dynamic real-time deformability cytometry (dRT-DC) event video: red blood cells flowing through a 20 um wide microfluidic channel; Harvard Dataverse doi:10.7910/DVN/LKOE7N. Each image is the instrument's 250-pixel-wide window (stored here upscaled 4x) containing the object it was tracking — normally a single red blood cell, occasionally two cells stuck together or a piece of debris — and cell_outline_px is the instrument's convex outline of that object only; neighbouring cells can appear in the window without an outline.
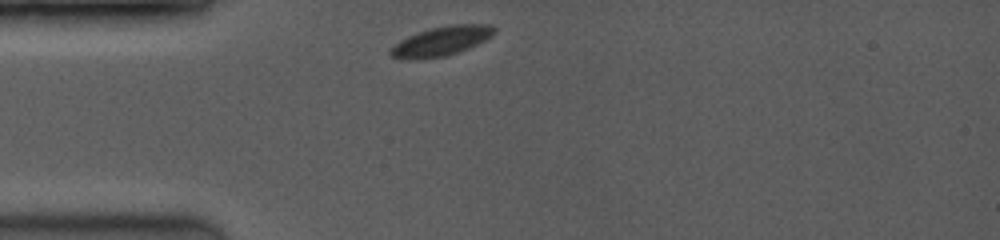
{"species": "common noctule bat (a hibernating species)", "species_latin": "Nyctalus noctula", "temperature_condition": "room temperature", "stored_images_in_passage": 21, "camera_frame_rate_fps": 3500, "um_per_image_px": 0.085, "animal": {"sex": "female", "body_mass_g": 19.0, "forearm_length_mm": 53.3}, "frame": {"image": 1, "passage_image": 1, "time_ms": 0.0, "image_size_px": [1000, 240], "cell_outline_px": [[496, 32], [492, 36], [468, 48], [444, 56], [412, 60], [392, 56], [388, 52], [400, 40], [408, 36], [432, 28], [452, 24], [492, 24], [496, 28]], "centroid_in_image_um": [37.55, 3.48], "position_along_channel_um": 47.4, "area_um2": 17.46}}
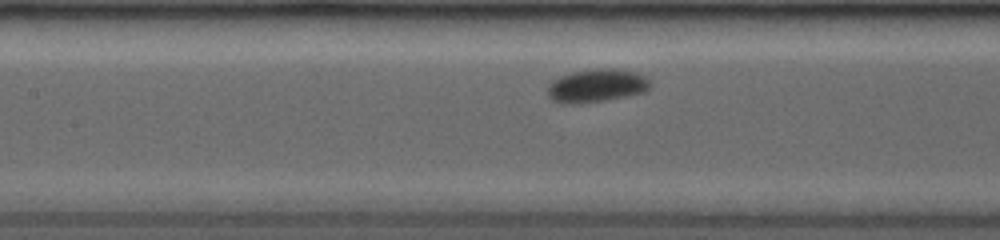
{"frame": {"image": 2, "passage_image": 11, "time_ms": 3.143, "image_size_px": [1000, 240], "cell_outline_px": [[652, 84], [644, 92], [604, 100], [580, 104], [564, 104], [552, 100], [548, 96], [548, 84], [552, 80], [560, 76], [572, 72], [600, 68], [612, 68], [636, 72], [644, 76]], "centroid_in_image_um": [50.67, 7.28], "position_along_channel_um": 156.7, "area_um2": 19.83}}
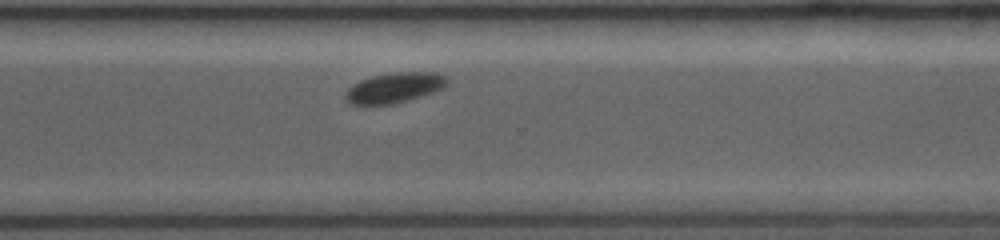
{"frame": {"image": 3, "passage_image": 21, "time_ms": 7.714, "image_size_px": [1000, 240], "cell_outline_px": [[452, 80], [444, 88], [436, 92], [392, 104], [348, 104], [344, 96], [348, 88], [360, 80], [372, 76], [396, 72], [432, 72], [448, 76]], "centroid_in_image_um": [33.59, 7.44], "position_along_channel_um": 337.0, "area_um2": 18.09}}